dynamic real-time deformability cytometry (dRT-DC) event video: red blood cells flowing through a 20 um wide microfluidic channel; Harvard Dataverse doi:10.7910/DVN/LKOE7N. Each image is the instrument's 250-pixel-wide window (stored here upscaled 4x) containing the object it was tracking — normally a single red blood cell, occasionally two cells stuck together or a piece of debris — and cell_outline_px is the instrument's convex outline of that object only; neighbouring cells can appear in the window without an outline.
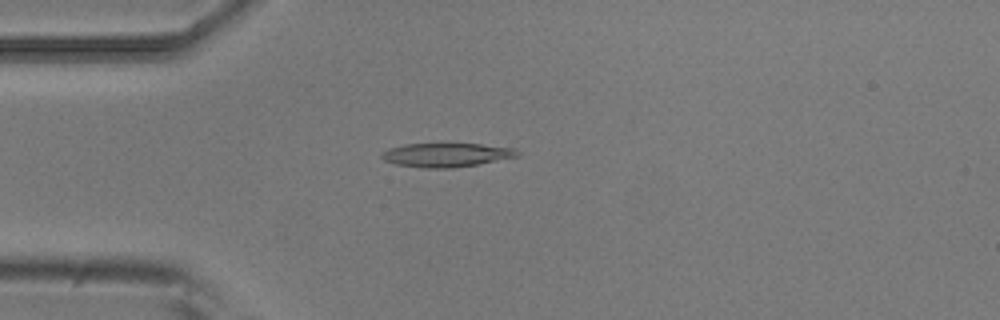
{"species": "common noctule bat (a hibernating species)", "species_latin": "Nyctalus noctula", "temperature_condition": "room temperature", "stored_images_in_passage": 4, "camera_frame_rate_fps": 3000, "um_per_image_px": 0.085, "animal": {"sex": "male", "body_mass_g": 20.5, "forearm_length_mm": 52.5}, "frame": {"image": 1, "passage_image": 4, "time_ms": 1.0, "image_size_px": [1000, 320], "cell_outline_px": [[520, 156], [476, 164], [452, 168], [420, 168], [396, 164], [384, 160], [380, 156], [388, 148], [404, 144], [480, 144], [516, 148], [520, 152]], "centroid_in_image_um": [37.95, 13.17], "position_along_channel_um": 47.0, "area_um2": 18.84}}